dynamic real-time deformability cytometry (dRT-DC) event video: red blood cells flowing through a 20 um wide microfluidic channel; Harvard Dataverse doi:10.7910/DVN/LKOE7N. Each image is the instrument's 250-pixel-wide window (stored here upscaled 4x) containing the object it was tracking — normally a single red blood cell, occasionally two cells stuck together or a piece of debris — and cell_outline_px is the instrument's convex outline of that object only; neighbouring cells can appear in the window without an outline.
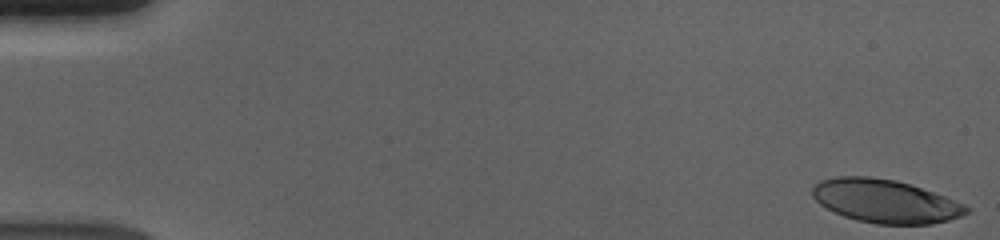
{"species": "human", "species_latin": "Homo sapiens", "temperature_condition": "cold", "stored_images_in_passage": 55, "camera_frame_rate_fps": 3000, "um_per_image_px": 0.085, "donor": {"sex": "male"}, "frame": {"image": 1, "passage_image": 1, "time_ms": 0.0, "image_size_px": [1000, 240], "cell_outline_px": [[972, 208], [968, 212], [960, 216], [948, 220], [932, 224], [876, 224], [856, 220], [844, 216], [820, 204], [812, 196], [812, 188], [820, 180], [836, 176], [868, 176], [896, 180], [944, 196], [964, 204]], "centroid_in_image_um": [75.24, 17.1], "position_along_channel_um": 9.8, "area_um2": 38.67}}
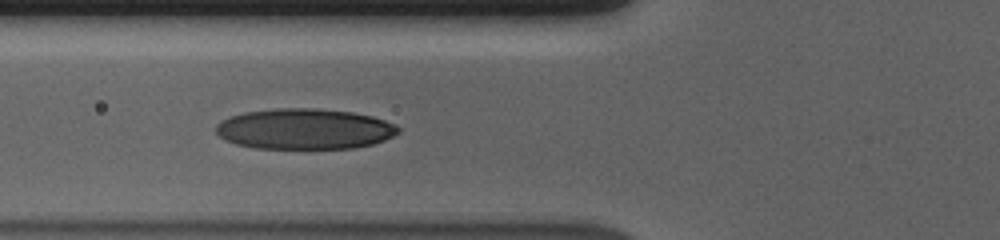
{"frame": {"image": 2, "passage_image": 21, "time_ms": 6.667, "image_size_px": [1000, 240], "cell_outline_px": [[400, 132], [384, 140], [372, 144], [356, 148], [256, 148], [236, 144], [224, 140], [216, 132], [216, 124], [220, 120], [244, 112], [276, 108], [316, 108], [352, 112], [372, 116], [396, 124], [400, 128]], "centroid_in_image_um": [25.89, 10.96], "position_along_channel_um": 99.9, "area_um2": 43.29}}
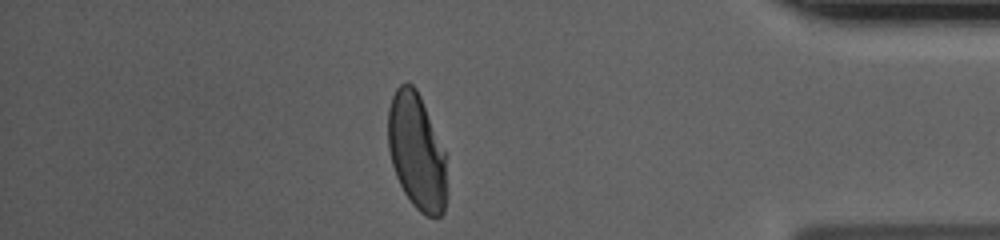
{"frame": {"image": 3, "passage_image": 48, "time_ms": 15.667, "image_size_px": [1000, 240], "cell_outline_px": [[448, 196], [444, 212], [440, 216], [424, 216], [412, 204], [404, 192], [396, 176], [392, 164], [388, 148], [388, 108], [392, 96], [396, 88], [400, 84], [412, 84], [416, 88], [420, 96], [444, 152], [448, 192]], "centroid_in_image_um": [35.42, 12.94], "position_along_channel_um": 399.8, "area_um2": 39.77}, "authors_computed_cell_mechanics": {"area_um2": 41.5004, "velocity_mm_per_s": 3.6887, "shape_relaxation_time_tau1_ms": 5.1134, "shape_relaxation_time_tau2_ms": 1.3832, "deformation_change_tau1": 0.2129, "deformation_change_tau2": 0.0501}}